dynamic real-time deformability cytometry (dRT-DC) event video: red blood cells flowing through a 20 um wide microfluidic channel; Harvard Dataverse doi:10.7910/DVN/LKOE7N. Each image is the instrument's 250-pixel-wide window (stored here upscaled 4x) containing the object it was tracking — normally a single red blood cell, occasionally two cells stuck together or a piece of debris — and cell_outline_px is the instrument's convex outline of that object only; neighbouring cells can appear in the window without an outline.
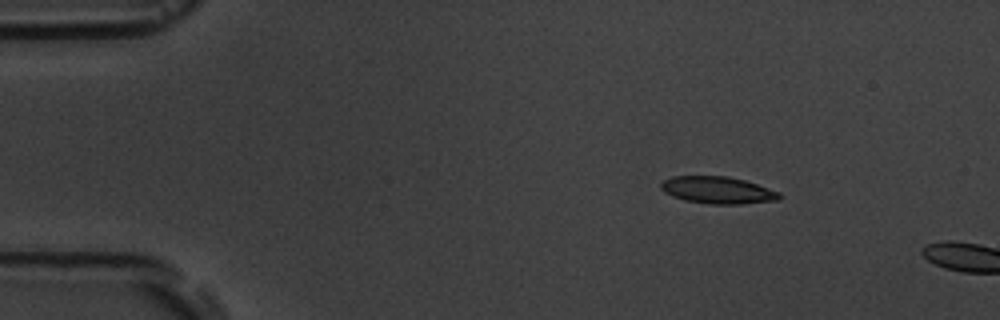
{"species": "common noctule bat (a hibernating species)", "species_latin": "Nyctalus noctula", "temperature_condition": "room temperature", "stored_images_in_passage": 3, "camera_frame_rate_fps": 3000, "um_per_image_px": 0.085, "animal": {"sex": "male", "body_mass_g": 19.5, "forearm_length_mm": 54.6}, "frame": {"image": 1, "passage_image": 2, "time_ms": 1.333, "image_size_px": [1000, 320], "cell_outline_px": [[784, 196], [780, 200], [744, 204], [712, 204], [684, 200], [672, 196], [664, 192], [660, 188], [660, 184], [664, 180], [672, 176], [728, 176], [744, 180], [780, 192]], "centroid_in_image_um": [61.03, 16.17], "position_along_channel_um": 24.0, "area_um2": 18.84}}